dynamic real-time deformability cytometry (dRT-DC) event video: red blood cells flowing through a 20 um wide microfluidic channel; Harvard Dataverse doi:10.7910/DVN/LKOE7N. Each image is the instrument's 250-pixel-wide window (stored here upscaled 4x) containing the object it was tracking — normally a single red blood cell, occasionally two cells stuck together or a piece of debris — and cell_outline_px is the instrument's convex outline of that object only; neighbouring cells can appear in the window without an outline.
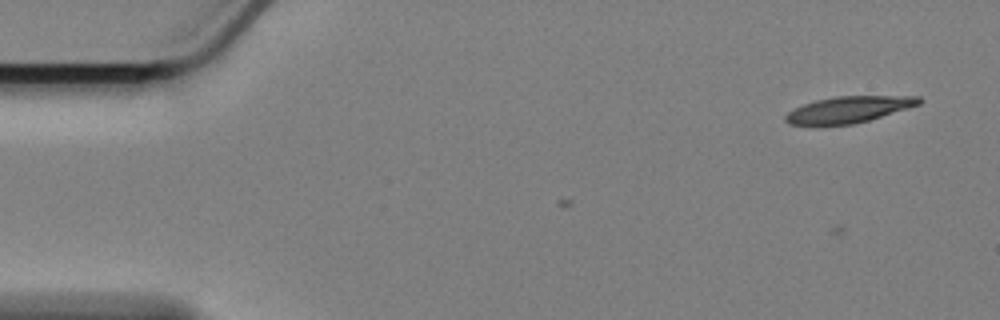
{"species": "Egyptian fruit bat (a non-hibernating species)", "species_latin": "Rousettus aegyptiacus", "temperature_condition": "cold", "stored_images_in_passage": 5, "camera_frame_rate_fps": 3000, "um_per_image_px": 0.085, "animal": {"sex": "female"}, "frame": {"image": 1, "passage_image": 5, "time_ms": 1.333, "image_size_px": [1000, 320], "cell_outline_px": [[924, 100], [920, 104], [908, 108], [868, 120], [852, 124], [788, 124], [784, 120], [784, 116], [788, 112], [804, 104], [816, 100], [836, 96], [920, 96]], "centroid_in_image_um": [72.17, 9.29], "position_along_channel_um": 12.8, "area_um2": 20.17}}